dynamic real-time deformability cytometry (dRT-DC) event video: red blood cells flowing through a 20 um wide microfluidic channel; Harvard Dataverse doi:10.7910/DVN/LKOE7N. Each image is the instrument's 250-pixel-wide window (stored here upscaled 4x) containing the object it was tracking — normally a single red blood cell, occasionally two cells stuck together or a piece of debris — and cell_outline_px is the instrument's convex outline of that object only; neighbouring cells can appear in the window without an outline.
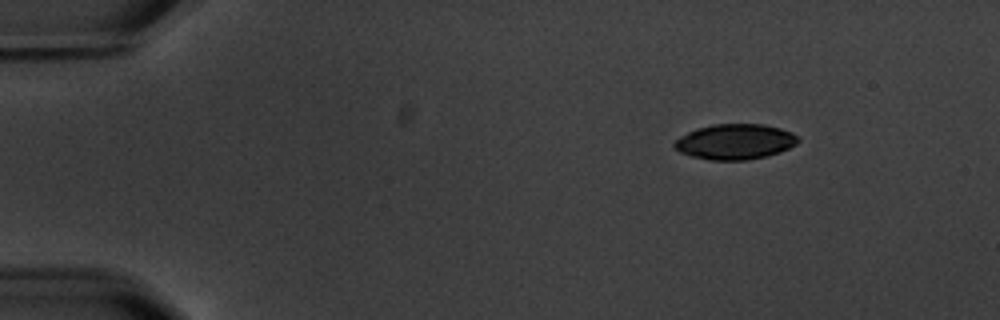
{"species": "common noctule bat (a hibernating species)", "species_latin": "Nyctalus noctula", "temperature_condition": "warm", "stored_images_in_passage": 5, "camera_frame_rate_fps": 3000, "um_per_image_px": 0.085, "animal": {"sex": "male", "body_mass_g": 20.1, "forearm_length_mm": 53.5}, "frame": {"image": 1, "passage_image": 1, "time_ms": 0.0, "image_size_px": [1000, 320], "cell_outline_px": [[800, 140], [796, 144], [780, 152], [768, 156], [748, 160], [708, 160], [692, 156], [680, 152], [672, 144], [680, 136], [696, 128], [712, 124], [764, 124], [780, 128], [792, 132]], "centroid_in_image_um": [62.48, 12.04], "position_along_channel_um": 22.5, "area_um2": 25.61}}
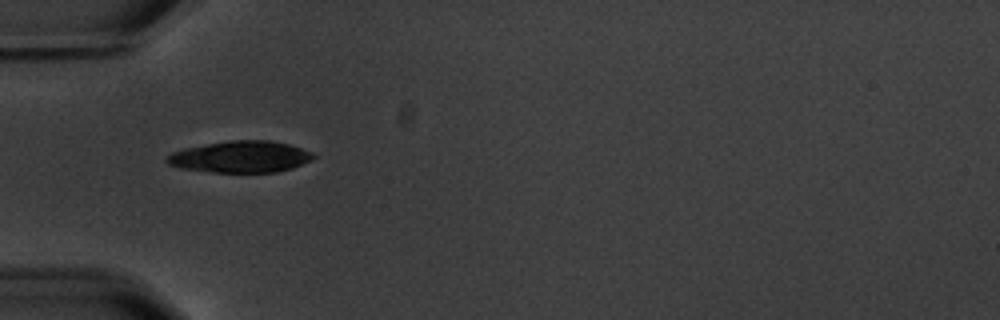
{"frame": {"image": 2, "passage_image": 4, "time_ms": 3.667, "image_size_px": [1000, 320], "cell_outline_px": [[316, 156], [312, 160], [292, 168], [276, 172], [212, 172], [180, 168], [168, 164], [164, 160], [172, 152], [184, 148], [232, 140], [268, 140], [288, 144], [312, 152]], "centroid_in_image_um": [20.44, 13.33], "position_along_channel_um": 64.6, "area_um2": 26.82}}